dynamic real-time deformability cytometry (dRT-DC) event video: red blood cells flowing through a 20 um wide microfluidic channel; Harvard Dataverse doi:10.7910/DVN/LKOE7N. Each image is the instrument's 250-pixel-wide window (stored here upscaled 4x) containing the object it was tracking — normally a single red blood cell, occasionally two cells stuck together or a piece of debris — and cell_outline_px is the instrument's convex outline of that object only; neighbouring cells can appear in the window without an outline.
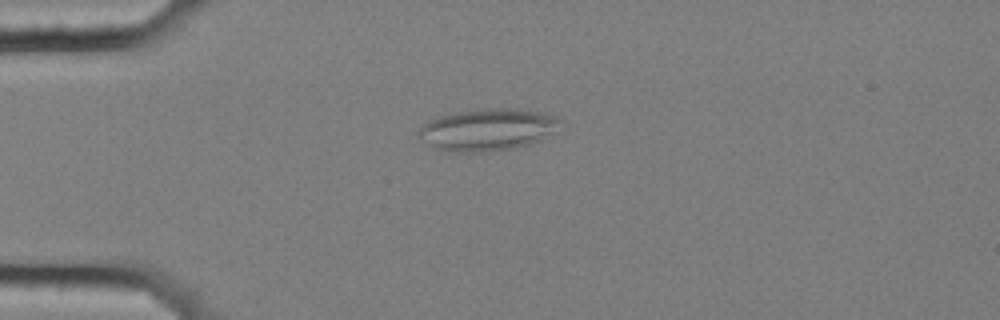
{"species": "common noctule bat (a hibernating species)", "species_latin": "Nyctalus noctula", "temperature_condition": "cold", "stored_images_in_passage": 58, "camera_frame_rate_fps": 3000, "um_per_image_px": 0.085, "animal": {"sex": "female", "body_mass_g": 25.1}, "frame": {"image": 1, "passage_image": 15, "time_ms": 4.667, "image_size_px": [1000, 320], "cell_outline_px": [[564, 120], [540, 140], [528, 144], [512, 148], [488, 152], [456, 152], [436, 148], [416, 136], [416, 132], [424, 124], [440, 116], [456, 112], [484, 108], [512, 108], [540, 112], [556, 116]], "centroid_in_image_um": [41.42, 11.01], "position_along_channel_um": 43.6, "area_um2": 34.28}}
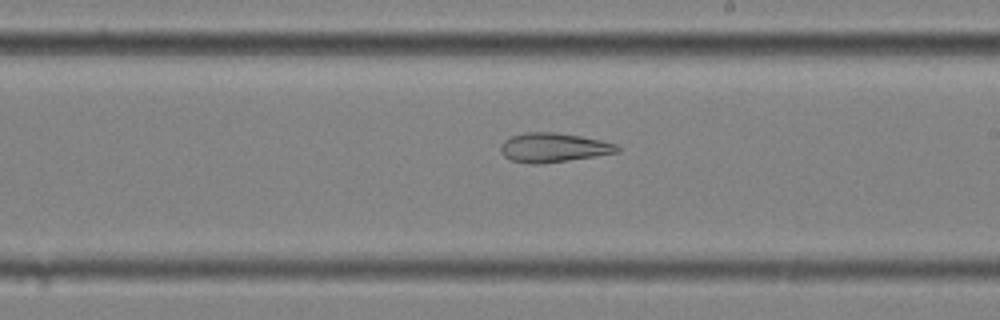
{"frame": {"image": 2, "passage_image": 34, "time_ms": 11.0, "image_size_px": [1000, 320], "cell_outline_px": [[620, 152], [596, 156], [540, 164], [532, 164], [512, 160], [504, 156], [500, 152], [500, 148], [504, 140], [512, 136], [524, 132], [556, 132], [580, 136], [600, 140], [616, 144], [620, 148]], "centroid_in_image_um": [47.04, 12.54], "position_along_channel_um": 242.0, "area_um2": 19.83}}
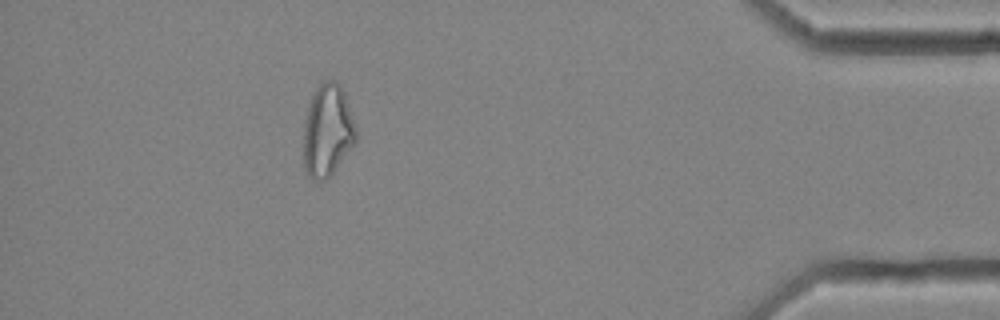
{"frame": {"image": 3, "passage_image": 52, "time_ms": 17.0, "image_size_px": [1000, 320], "cell_outline_px": [[356, 144], [336, 168], [324, 180], [312, 180], [308, 176], [304, 168], [304, 124], [308, 108], [312, 96], [316, 88], [328, 76], [336, 80], [340, 84], [344, 92], [356, 132]], "centroid_in_image_um": [27.83, 11.08], "position_along_channel_um": 407.4, "area_um2": 28.15}, "authors_computed_cell_mechanics": {"area_um2": 27.3972, "velocity_mm_per_s": 3.5313, "shape_relaxation_time_tau1_ms": null, "shape_relaxation_time_tau2_ms": 6.4789, "deformation_change_tau1": null, "deformation_change_tau2": 0.165}}